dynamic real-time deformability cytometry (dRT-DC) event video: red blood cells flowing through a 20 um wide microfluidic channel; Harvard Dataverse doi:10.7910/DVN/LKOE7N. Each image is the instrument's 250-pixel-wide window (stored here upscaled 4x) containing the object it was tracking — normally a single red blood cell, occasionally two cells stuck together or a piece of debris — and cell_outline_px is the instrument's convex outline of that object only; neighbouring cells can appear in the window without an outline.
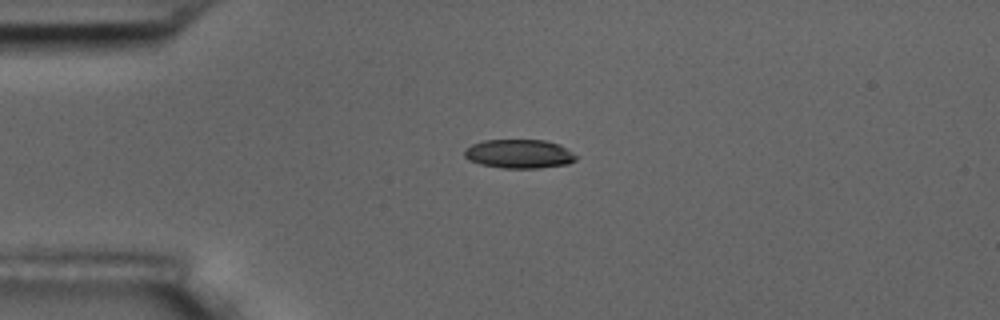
{"species": "common noctule bat (a hibernating species)", "species_latin": "Nyctalus noctula", "temperature_condition": "room temperature", "stored_images_in_passage": 5, "camera_frame_rate_fps": 3000, "um_per_image_px": 0.085, "animal": {"sex": "male", "body_mass_g": 17.5, "forearm_length_mm": 52.3}, "frame": {"image": 1, "passage_image": 3, "time_ms": 3.333, "image_size_px": [1000, 320], "cell_outline_px": [[580, 156], [576, 160], [568, 164], [540, 168], [504, 168], [480, 164], [468, 160], [464, 156], [464, 148], [472, 144], [484, 140], [544, 140], [560, 144]], "centroid_in_image_um": [44.16, 13.08], "position_along_channel_um": 40.8, "area_um2": 19.07}}